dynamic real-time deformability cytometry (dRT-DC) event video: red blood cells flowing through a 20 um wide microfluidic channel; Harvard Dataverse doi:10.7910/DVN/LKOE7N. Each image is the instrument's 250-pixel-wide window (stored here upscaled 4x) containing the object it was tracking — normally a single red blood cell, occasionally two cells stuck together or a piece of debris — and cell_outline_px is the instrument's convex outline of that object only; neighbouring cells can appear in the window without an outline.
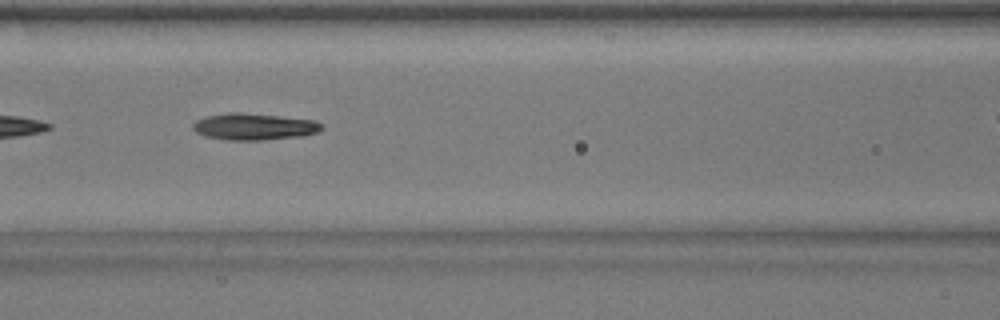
{"species": "common noctule bat (a hibernating species)", "species_latin": "Nyctalus noctula", "temperature_condition": "warm", "stored_images_in_passage": 28, "camera_frame_rate_fps": 3000, "um_per_image_px": 0.085, "animal": {"sex": "male", "body_mass_g": 17.9}, "frame": {"image": 1, "passage_image": 8, "time_ms": 2.333, "image_size_px": [1000, 320], "cell_outline_px": [[324, 128], [316, 132], [304, 136], [264, 140], [224, 140], [204, 136], [196, 132], [192, 128], [192, 124], [196, 120], [208, 116], [228, 112], [240, 112], [316, 120], [324, 124]], "centroid_in_image_um": [21.61, 10.77], "position_along_channel_um": 145.0, "area_um2": 20.23}}
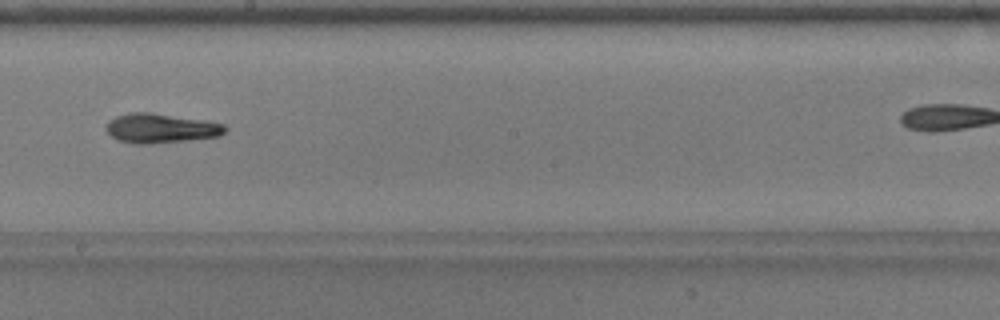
{"frame": {"image": 2, "passage_image": 15, "time_ms": 4.667, "image_size_px": [1000, 320], "cell_outline_px": [[228, 128], [220, 136], [188, 140], [148, 144], [136, 144], [116, 140], [104, 128], [108, 120], [116, 116], [132, 112], [152, 112], [204, 120], [224, 124]], "centroid_in_image_um": [13.64, 10.9], "position_along_channel_um": 234.6, "area_um2": 20.58}, "authors_computed_cell_mechanics": {"area_um2": 19.5942, "velocity_mm_per_s": 3.8424, "shape_relaxation_time_tau1_ms": 2.8491, "shape_relaxation_time_tau2_ms": 3.0471, "deformation_change_tau1": 0.1364, "deformation_change_tau2": 0.1107}}